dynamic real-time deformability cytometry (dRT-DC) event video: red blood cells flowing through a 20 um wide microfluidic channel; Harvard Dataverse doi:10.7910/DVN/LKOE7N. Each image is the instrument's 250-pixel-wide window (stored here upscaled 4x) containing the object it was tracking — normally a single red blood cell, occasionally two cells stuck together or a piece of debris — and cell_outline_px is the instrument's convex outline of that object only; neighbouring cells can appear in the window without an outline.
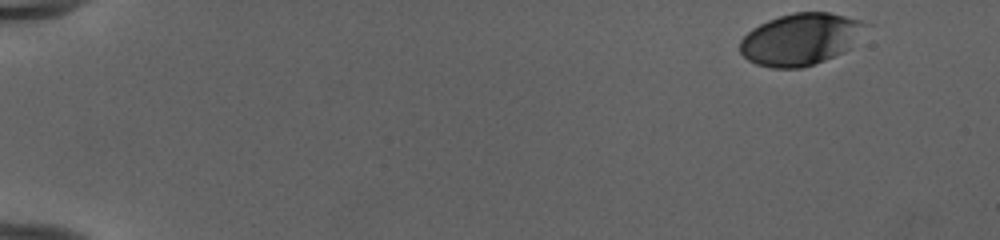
{"species": "human", "species_latin": "Homo sapiens", "temperature_condition": "cold", "stored_images_in_passage": 49, "camera_frame_rate_fps": 3000, "um_per_image_px": 0.085, "donor": {"sex": "female"}, "frame": {"image": 1, "passage_image": 1, "time_ms": 0.0, "image_size_px": [1000, 240], "cell_outline_px": [[872, 24], [844, 52], [824, 60], [800, 68], [772, 68], [756, 64], [748, 60], [740, 52], [740, 40], [752, 28], [768, 20], [792, 12], [828, 12], [860, 20]], "centroid_in_image_um": [68.05, 3.32], "position_along_channel_um": 16.9, "area_um2": 37.86}}
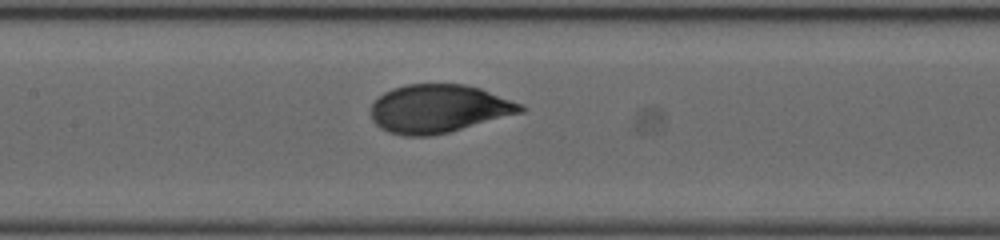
{"frame": {"image": 2, "passage_image": 24, "time_ms": 7.667, "image_size_px": [1000, 240], "cell_outline_px": [[524, 112], [448, 132], [428, 136], [404, 136], [388, 132], [380, 128], [372, 120], [372, 104], [384, 92], [392, 88], [408, 84], [464, 84], [480, 88], [520, 104], [524, 108]], "centroid_in_image_um": [37.26, 9.24], "position_along_channel_um": 170.1, "area_um2": 41.73}}
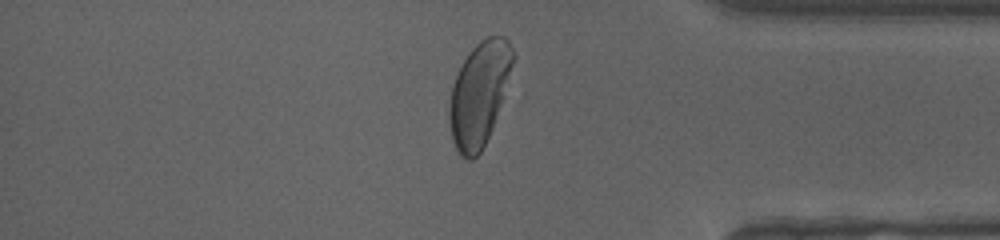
{"frame": {"image": 3, "passage_image": 42, "time_ms": 13.667, "image_size_px": [1000, 240], "cell_outline_px": [[516, 56], [492, 128], [480, 152], [472, 160], [468, 160], [460, 156], [452, 140], [448, 116], [448, 112], [452, 84], [468, 52], [480, 40], [488, 36], [504, 36], [508, 40]], "centroid_in_image_um": [40.72, 7.96], "position_along_channel_um": 394.5, "area_um2": 38.21}, "authors_computed_cell_mechanics": {"area_um2": 41.2114, "velocity_mm_per_s": 3.9688, "shape_relaxation_time_tau1_ms": 3.6891, "shape_relaxation_time_tau2_ms": null, "deformation_change_tau1": 0.1754, "deformation_change_tau2": null}}